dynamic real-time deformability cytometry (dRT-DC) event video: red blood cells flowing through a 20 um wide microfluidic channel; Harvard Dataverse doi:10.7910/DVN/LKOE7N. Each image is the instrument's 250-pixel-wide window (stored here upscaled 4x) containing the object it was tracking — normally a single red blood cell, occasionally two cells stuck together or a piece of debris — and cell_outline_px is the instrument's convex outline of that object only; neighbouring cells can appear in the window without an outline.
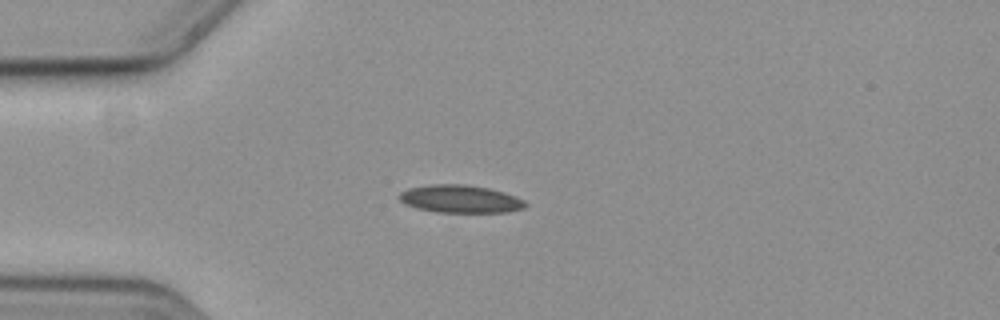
{"species": "common noctule bat (a hibernating species)", "species_latin": "Nyctalus noctula", "temperature_condition": "cold", "stored_images_in_passage": 31, "camera_frame_rate_fps": 3000, "um_per_image_px": 0.085, "animal": {"sex": "female", "body_mass_g": 19.3, "forearm_length_mm": 54.1}, "frame": {"image": 1, "passage_image": 1, "time_ms": 0.0, "image_size_px": [1000, 320], "cell_outline_px": [[528, 204], [524, 208], [508, 212], [436, 212], [416, 208], [404, 204], [396, 196], [400, 192], [408, 188], [432, 184], [464, 184], [488, 188], [504, 192], [516, 196], [524, 200]], "centroid_in_image_um": [39.1, 16.91], "position_along_channel_um": 45.9, "area_um2": 20.58}}
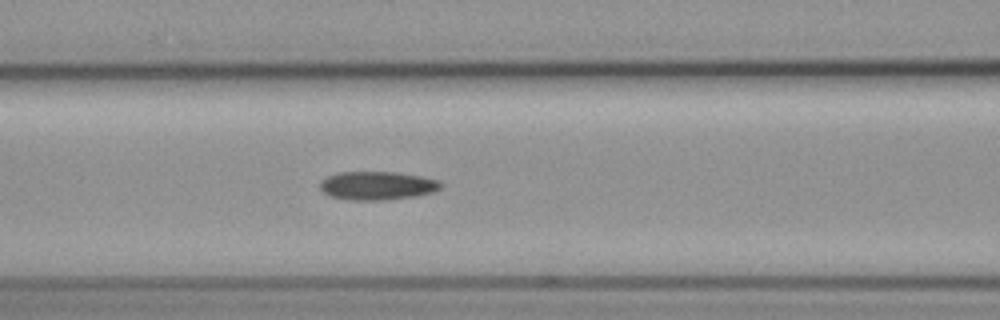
{"frame": {"image": 2, "passage_image": 10, "time_ms": 3.0, "image_size_px": [1000, 320], "cell_outline_px": [[444, 184], [440, 188], [432, 192], [416, 196], [384, 200], [348, 200], [328, 196], [320, 188], [320, 180], [336, 172], [396, 172], [420, 176], [440, 180]], "centroid_in_image_um": [32.05, 15.78], "position_along_channel_um": 134.5, "area_um2": 20.23}}
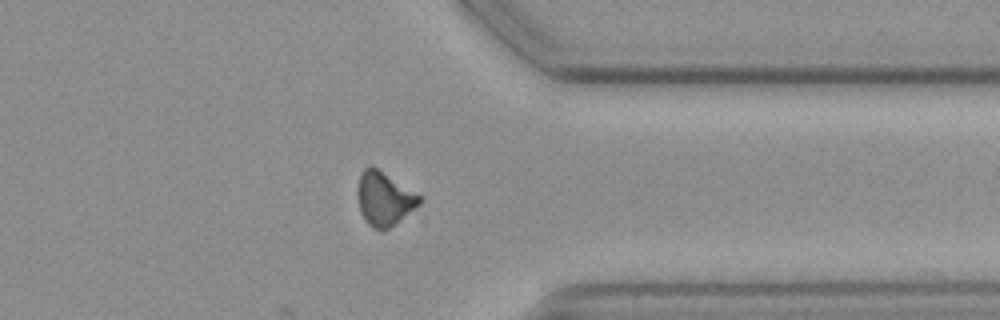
{"frame": {"image": 3, "passage_image": 31, "time_ms": 10.0, "image_size_px": [1000, 320], "cell_outline_px": [[424, 200], [416, 212], [388, 228], [372, 228], [364, 220], [360, 212], [356, 192], [360, 172], [364, 168], [372, 164], [424, 196]], "centroid_in_image_um": [32.73, 16.87], "position_along_channel_um": 378.7, "area_um2": 20.4}, "authors_computed_cell_mechanics": {"area_um2": 19.9988, "velocity_mm_per_s": 3.5834, "shape_relaxation_time_tau1_ms": 9.0969, "shape_relaxation_time_tau2_ms": 3.8124, "deformation_change_tau1": 0.1277, "deformation_change_tau2": 0.0963}}